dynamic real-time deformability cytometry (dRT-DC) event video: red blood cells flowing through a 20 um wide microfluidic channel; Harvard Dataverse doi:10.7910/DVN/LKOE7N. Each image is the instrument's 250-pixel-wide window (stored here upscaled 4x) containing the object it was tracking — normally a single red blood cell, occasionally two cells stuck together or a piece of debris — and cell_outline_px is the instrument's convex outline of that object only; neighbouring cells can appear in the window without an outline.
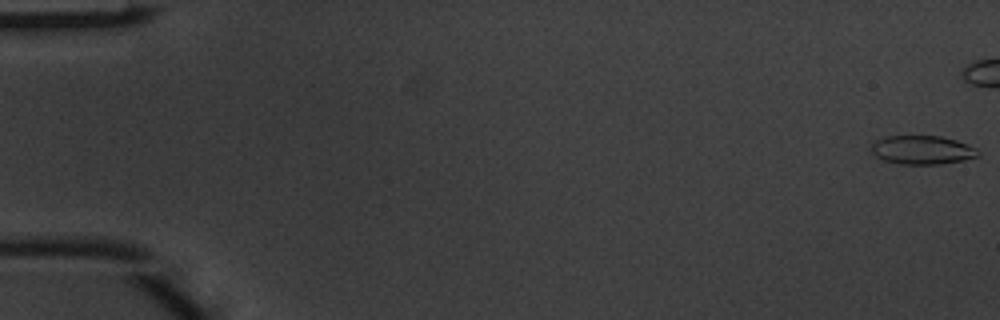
{"species": "common noctule bat (a hibernating species)", "species_latin": "Nyctalus noctula", "temperature_condition": "warm", "stored_images_in_passage": 7, "camera_frame_rate_fps": 3000, "um_per_image_px": 0.085, "animal": {"sex": "male", "body_mass_g": 20.1, "forearm_length_mm": 53.5}, "frame": {"image": 1, "passage_image": 1, "time_ms": 0.0, "image_size_px": [1000, 320], "cell_outline_px": [[980, 156], [964, 160], [940, 164], [900, 164], [884, 160], [876, 156], [872, 152], [872, 144], [876, 140], [884, 136], [940, 136], [956, 140], [968, 144], [976, 148], [980, 152]], "centroid_in_image_um": [78.42, 12.74], "position_along_channel_um": 6.6, "area_um2": 17.92}}